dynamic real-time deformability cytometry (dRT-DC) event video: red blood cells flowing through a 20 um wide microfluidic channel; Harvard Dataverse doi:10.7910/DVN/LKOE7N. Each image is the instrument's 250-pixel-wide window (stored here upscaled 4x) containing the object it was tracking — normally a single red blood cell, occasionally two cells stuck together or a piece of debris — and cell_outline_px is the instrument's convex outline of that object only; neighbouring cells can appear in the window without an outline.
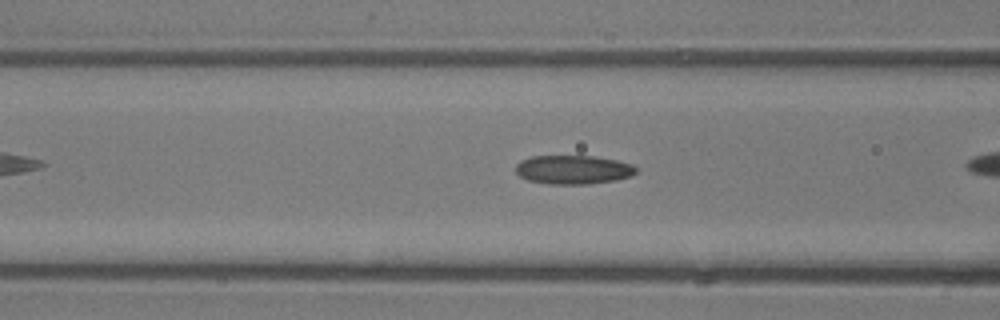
{"species": "common noctule bat (a hibernating species)", "species_latin": "Nyctalus noctula", "temperature_condition": "room temperature", "stored_images_in_passage": 7, "camera_frame_rate_fps": 3000, "um_per_image_px": 0.085, "animal": {"sex": "male", "body_mass_g": 13.3}, "frame": {"image": 1, "passage_image": 5, "time_ms": 1.333, "image_size_px": [1000, 320], "cell_outline_px": [[636, 172], [632, 176], [616, 180], [588, 184], [548, 184], [528, 180], [520, 176], [516, 172], [516, 164], [532, 156], [596, 156], [616, 160], [632, 164], [636, 168]], "centroid_in_image_um": [48.74, 14.42], "position_along_channel_um": 117.9, "area_um2": 20.23}}